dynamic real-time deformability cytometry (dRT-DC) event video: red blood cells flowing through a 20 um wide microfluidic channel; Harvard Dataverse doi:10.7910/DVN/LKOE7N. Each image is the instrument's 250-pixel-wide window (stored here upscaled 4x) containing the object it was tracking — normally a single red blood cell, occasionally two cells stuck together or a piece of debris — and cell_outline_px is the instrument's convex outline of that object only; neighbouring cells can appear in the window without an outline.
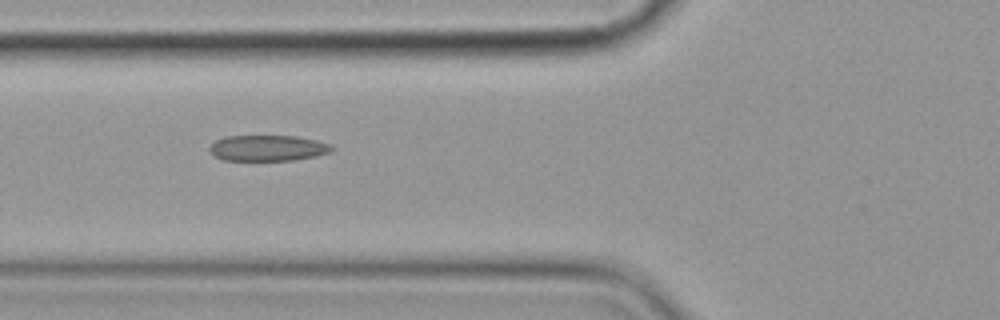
{"species": "common noctule bat (a hibernating species)", "species_latin": "Nyctalus noctula", "temperature_condition": "cold", "stored_images_in_passage": 8, "camera_frame_rate_fps": 3000, "um_per_image_px": 0.085, "animal": {"sex": "female", "body_mass_g": 19.9}, "frame": {"image": 1, "passage_image": 5, "time_ms": 5.0, "image_size_px": [1000, 320], "cell_outline_px": [[336, 148], [332, 152], [316, 156], [292, 160], [224, 160], [212, 156], [208, 152], [208, 148], [216, 140], [224, 136], [296, 136], [316, 140], [332, 144]], "centroid_in_image_um": [22.77, 12.58], "position_along_channel_um": 103.0, "area_um2": 18.67}}
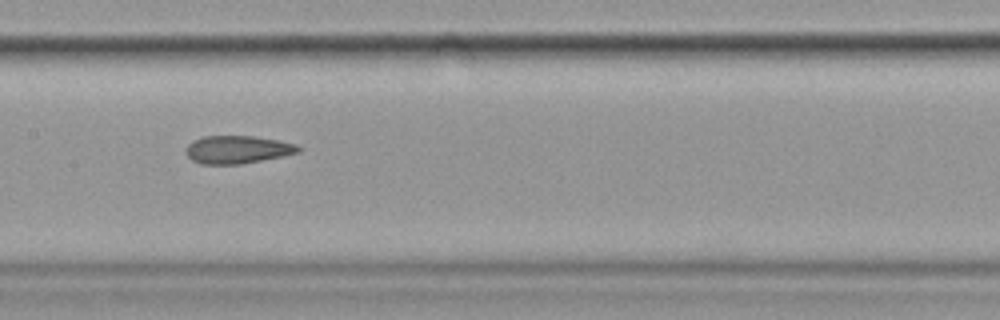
{"frame": {"image": 2, "passage_image": 7, "time_ms": 7.333, "image_size_px": [1000, 320], "cell_outline_px": [[300, 152], [240, 164], [200, 164], [192, 160], [184, 152], [184, 148], [192, 140], [204, 136], [252, 136], [276, 140], [296, 144], [300, 148]], "centroid_in_image_um": [20.11, 12.71], "position_along_channel_um": 187.3, "area_um2": 18.15}}
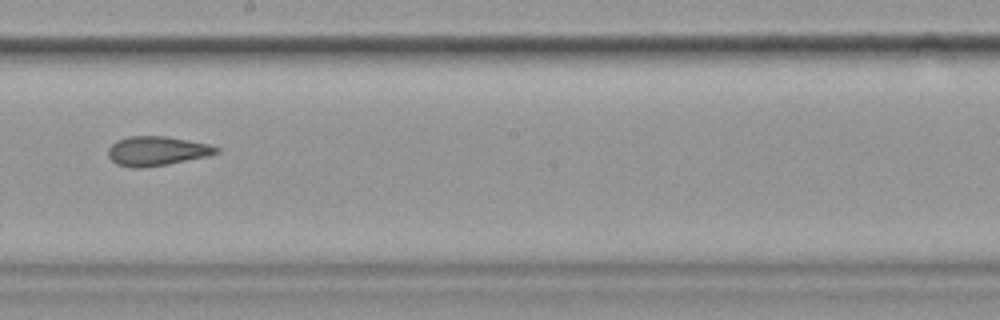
{"frame": {"image": 3, "passage_image": 8, "time_ms": 8.667, "image_size_px": [1000, 320], "cell_outline_px": [[220, 152], [208, 156], [168, 164], [144, 168], [132, 168], [116, 164], [108, 156], [108, 148], [116, 140], [128, 136], [168, 136], [208, 144], [220, 148]], "centroid_in_image_um": [13.32, 12.83], "position_along_channel_um": 234.9, "area_um2": 18.67}}